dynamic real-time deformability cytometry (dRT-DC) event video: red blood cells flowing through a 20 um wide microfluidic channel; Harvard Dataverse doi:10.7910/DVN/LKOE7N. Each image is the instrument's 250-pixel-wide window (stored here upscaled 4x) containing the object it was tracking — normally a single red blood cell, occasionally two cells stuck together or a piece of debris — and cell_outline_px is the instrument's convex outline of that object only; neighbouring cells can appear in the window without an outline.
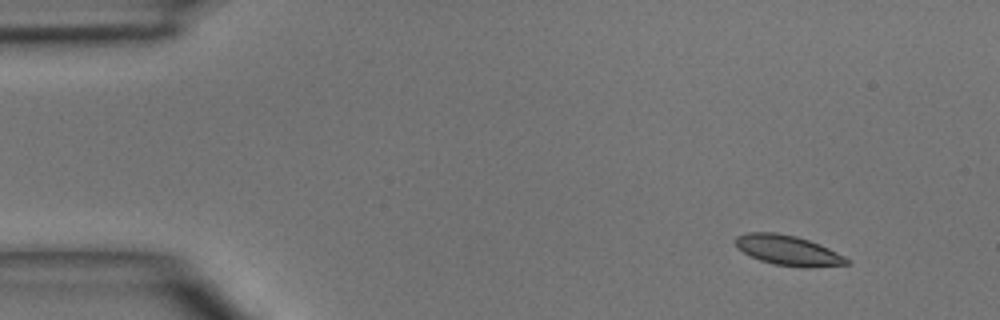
{"species": "common noctule bat (a hibernating species)", "species_latin": "Nyctalus noctula", "temperature_condition": "room temperature", "stored_images_in_passage": 4, "camera_frame_rate_fps": 3000, "um_per_image_px": 0.085, "animal": {"sex": "male", "body_mass_g": 15.6}, "frame": {"image": 1, "passage_image": 1, "time_ms": 0.0, "image_size_px": [1000, 320], "cell_outline_px": [[852, 264], [808, 268], [804, 268], [776, 264], [760, 260], [736, 248], [736, 236], [748, 232], [776, 232], [796, 236], [820, 244], [852, 260]], "centroid_in_image_um": [67.03, 21.28], "position_along_channel_um": 18.0, "area_um2": 19.54}}
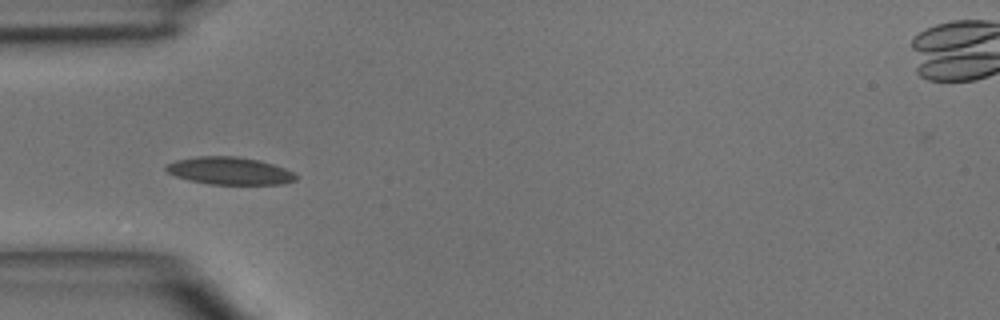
{"frame": {"image": 2, "passage_image": 4, "time_ms": 3.333, "image_size_px": [1000, 320], "cell_outline_px": [[296, 180], [284, 184], [208, 184], [188, 180], [176, 176], [168, 172], [164, 168], [168, 164], [176, 160], [196, 156], [236, 156], [260, 160], [284, 168], [292, 172], [296, 176]], "centroid_in_image_um": [19.5, 14.52], "position_along_channel_um": 65.5, "area_um2": 20.75}}